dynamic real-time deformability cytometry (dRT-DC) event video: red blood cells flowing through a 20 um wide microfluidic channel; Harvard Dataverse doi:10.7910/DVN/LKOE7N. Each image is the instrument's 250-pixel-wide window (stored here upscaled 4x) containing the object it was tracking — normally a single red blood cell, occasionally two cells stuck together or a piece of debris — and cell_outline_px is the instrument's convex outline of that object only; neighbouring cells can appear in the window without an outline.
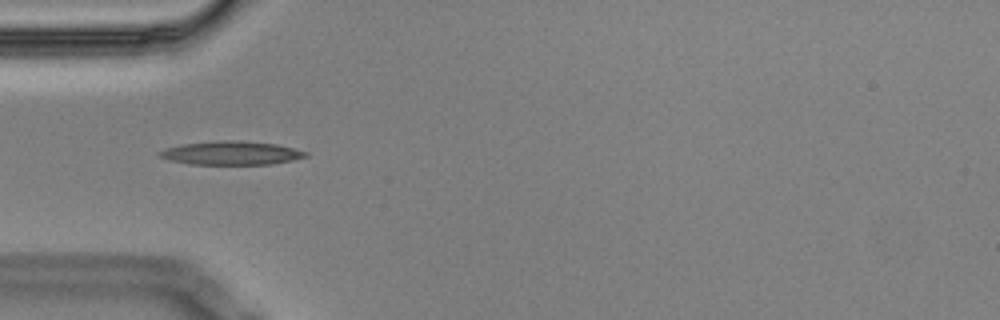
{"species": "Egyptian fruit bat (a non-hibernating species)", "species_latin": "Rousettus aegyptiacus", "temperature_condition": "cold", "stored_images_in_passage": 3, "camera_frame_rate_fps": 3000, "um_per_image_px": 0.085, "animal": {"sex": "male"}, "frame": {"image": 1, "passage_image": 1, "time_ms": 0.0, "image_size_px": [1000, 320], "cell_outline_px": [[308, 156], [292, 160], [272, 164], [188, 164], [168, 160], [156, 156], [156, 152], [164, 148], [184, 144], [224, 140], [232, 140], [276, 144], [308, 152]], "centroid_in_image_um": [19.59, 13.01], "position_along_channel_um": 65.4, "area_um2": 20.06}}